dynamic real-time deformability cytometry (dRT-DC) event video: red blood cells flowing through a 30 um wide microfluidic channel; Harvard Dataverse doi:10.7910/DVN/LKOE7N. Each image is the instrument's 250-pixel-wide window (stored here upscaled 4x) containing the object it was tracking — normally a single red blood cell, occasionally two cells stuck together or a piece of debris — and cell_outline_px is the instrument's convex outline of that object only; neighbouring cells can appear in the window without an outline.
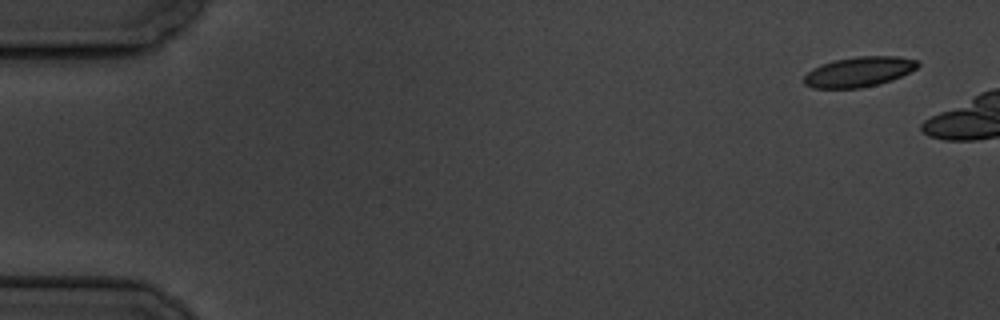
{"species": "common noctule bat (a hibernating species)", "species_latin": "Nyctalus noctula", "temperature_condition": "cold", "stored_images_in_passage": 3, "camera_frame_rate_fps": 3000, "um_per_image_px": 0.085, "animal": {"sex": "male", "body_mass_g": 19.5, "forearm_length_mm": 54.6}, "frame": {"image": 1, "passage_image": 1, "time_ms": 0.0, "image_size_px": [1000, 320], "cell_outline_px": [[920, 64], [916, 68], [892, 80], [860, 88], [812, 88], [804, 84], [804, 76], [812, 68], [832, 60], [856, 56], [900, 56], [916, 60]], "centroid_in_image_um": [72.98, 6.09], "position_along_channel_um": 12.0, "area_um2": 19.88}}